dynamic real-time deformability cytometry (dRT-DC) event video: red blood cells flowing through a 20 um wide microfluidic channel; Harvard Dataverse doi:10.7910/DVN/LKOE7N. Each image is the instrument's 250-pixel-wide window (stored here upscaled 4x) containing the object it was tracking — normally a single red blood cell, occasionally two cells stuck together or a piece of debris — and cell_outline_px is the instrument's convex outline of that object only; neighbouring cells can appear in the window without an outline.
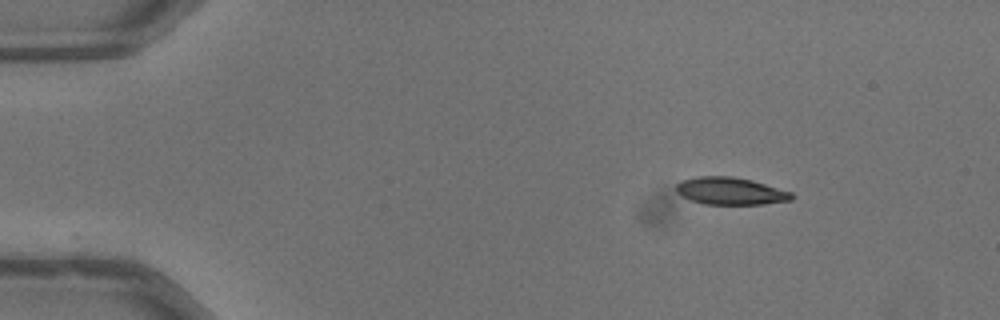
{"species": "common noctule bat (a hibernating species)", "species_latin": "Nyctalus noctula", "temperature_condition": "warm", "stored_images_in_passage": 45, "camera_frame_rate_fps": 3000, "um_per_image_px": 0.085, "animal": {"sex": "male", "body_mass_g": 13.3}, "frame": {"image": 1, "passage_image": 1, "time_ms": 0.0, "image_size_px": [1000, 320], "cell_outline_px": [[796, 196], [792, 200], [764, 204], [704, 204], [692, 200], [676, 192], [676, 184], [680, 180], [696, 176], [732, 176], [752, 180], [792, 192]], "centroid_in_image_um": [62.1, 16.23], "position_along_channel_um": 22.9, "area_um2": 18.5}}
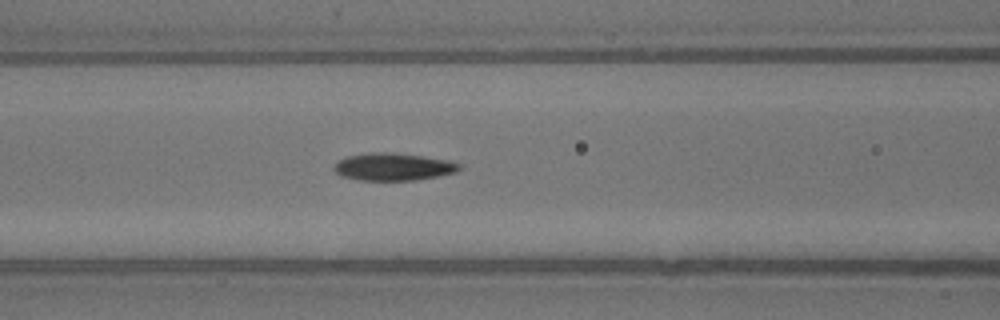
{"frame": {"image": 2, "passage_image": 16, "time_ms": 5.0, "image_size_px": [1000, 320], "cell_outline_px": [[460, 168], [456, 172], [416, 180], [356, 180], [340, 176], [332, 168], [336, 160], [348, 156], [372, 152], [392, 152], [424, 156], [448, 160], [460, 164]], "centroid_in_image_um": [33.37, 14.17], "position_along_channel_um": 133.2, "area_um2": 20.17}}
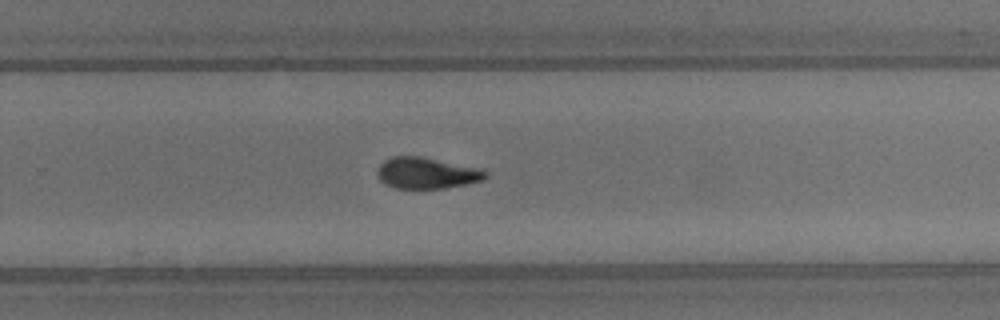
{"frame": {"image": 3, "passage_image": 28, "time_ms": 9.0, "image_size_px": [1000, 320], "cell_outline_px": [[488, 176], [484, 180], [444, 188], [396, 188], [384, 184], [380, 180], [376, 172], [380, 164], [384, 160], [392, 156], [420, 156], [484, 168], [488, 172]], "centroid_in_image_um": [36.3, 14.69], "position_along_channel_um": 293.5, "area_um2": 19.94}, "authors_computed_cell_mechanics": {"area_um2": 19.7676, "velocity_mm_per_s": 4.027, "shape_relaxation_time_tau1_ms": 4.3994, "shape_relaxation_time_tau2_ms": 3.0183, "deformation_change_tau1": 0.1585, "deformation_change_tau2": 0.0971}}